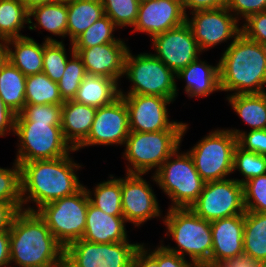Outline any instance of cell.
<instances>
[{
  "label": "cell",
  "instance_id": "cell-35",
  "mask_svg": "<svg viewBox=\"0 0 266 267\" xmlns=\"http://www.w3.org/2000/svg\"><path fill=\"white\" fill-rule=\"evenodd\" d=\"M68 57L63 41L47 37L44 41L43 70L52 81L59 82L67 65Z\"/></svg>",
  "mask_w": 266,
  "mask_h": 267
},
{
  "label": "cell",
  "instance_id": "cell-6",
  "mask_svg": "<svg viewBox=\"0 0 266 267\" xmlns=\"http://www.w3.org/2000/svg\"><path fill=\"white\" fill-rule=\"evenodd\" d=\"M176 149L152 178L172 200L169 208H190L203 191L205 181L188 152Z\"/></svg>",
  "mask_w": 266,
  "mask_h": 267
},
{
  "label": "cell",
  "instance_id": "cell-16",
  "mask_svg": "<svg viewBox=\"0 0 266 267\" xmlns=\"http://www.w3.org/2000/svg\"><path fill=\"white\" fill-rule=\"evenodd\" d=\"M151 42L156 51L154 55L175 74L199 59L202 52L186 22L154 36Z\"/></svg>",
  "mask_w": 266,
  "mask_h": 267
},
{
  "label": "cell",
  "instance_id": "cell-17",
  "mask_svg": "<svg viewBox=\"0 0 266 267\" xmlns=\"http://www.w3.org/2000/svg\"><path fill=\"white\" fill-rule=\"evenodd\" d=\"M142 174H131L121 178V202L124 219L136 226L147 220L161 217L156 194Z\"/></svg>",
  "mask_w": 266,
  "mask_h": 267
},
{
  "label": "cell",
  "instance_id": "cell-15",
  "mask_svg": "<svg viewBox=\"0 0 266 267\" xmlns=\"http://www.w3.org/2000/svg\"><path fill=\"white\" fill-rule=\"evenodd\" d=\"M129 133L128 109L120 95L112 103L97 108L87 138L75 151L93 145H125Z\"/></svg>",
  "mask_w": 266,
  "mask_h": 267
},
{
  "label": "cell",
  "instance_id": "cell-42",
  "mask_svg": "<svg viewBox=\"0 0 266 267\" xmlns=\"http://www.w3.org/2000/svg\"><path fill=\"white\" fill-rule=\"evenodd\" d=\"M228 130L237 137V145L240 148L266 156V129H250L248 133L232 128Z\"/></svg>",
  "mask_w": 266,
  "mask_h": 267
},
{
  "label": "cell",
  "instance_id": "cell-5",
  "mask_svg": "<svg viewBox=\"0 0 266 267\" xmlns=\"http://www.w3.org/2000/svg\"><path fill=\"white\" fill-rule=\"evenodd\" d=\"M187 128L188 124L185 123L183 130L130 132L123 153L129 163L126 174L144 175L156 168L153 173L155 174L166 159L180 147Z\"/></svg>",
  "mask_w": 266,
  "mask_h": 267
},
{
  "label": "cell",
  "instance_id": "cell-37",
  "mask_svg": "<svg viewBox=\"0 0 266 267\" xmlns=\"http://www.w3.org/2000/svg\"><path fill=\"white\" fill-rule=\"evenodd\" d=\"M237 169L245 179L235 180L244 184L252 178L266 174V156L246 151L237 145L234 150L233 172Z\"/></svg>",
  "mask_w": 266,
  "mask_h": 267
},
{
  "label": "cell",
  "instance_id": "cell-54",
  "mask_svg": "<svg viewBox=\"0 0 266 267\" xmlns=\"http://www.w3.org/2000/svg\"><path fill=\"white\" fill-rule=\"evenodd\" d=\"M65 2H72V1H76V0H63Z\"/></svg>",
  "mask_w": 266,
  "mask_h": 267
},
{
  "label": "cell",
  "instance_id": "cell-41",
  "mask_svg": "<svg viewBox=\"0 0 266 267\" xmlns=\"http://www.w3.org/2000/svg\"><path fill=\"white\" fill-rule=\"evenodd\" d=\"M243 195L246 211L266 213V174L246 181Z\"/></svg>",
  "mask_w": 266,
  "mask_h": 267
},
{
  "label": "cell",
  "instance_id": "cell-28",
  "mask_svg": "<svg viewBox=\"0 0 266 267\" xmlns=\"http://www.w3.org/2000/svg\"><path fill=\"white\" fill-rule=\"evenodd\" d=\"M227 100L252 130L266 129V92L228 95Z\"/></svg>",
  "mask_w": 266,
  "mask_h": 267
},
{
  "label": "cell",
  "instance_id": "cell-26",
  "mask_svg": "<svg viewBox=\"0 0 266 267\" xmlns=\"http://www.w3.org/2000/svg\"><path fill=\"white\" fill-rule=\"evenodd\" d=\"M68 9L66 37L73 43L87 28L105 15L101 0L66 2Z\"/></svg>",
  "mask_w": 266,
  "mask_h": 267
},
{
  "label": "cell",
  "instance_id": "cell-20",
  "mask_svg": "<svg viewBox=\"0 0 266 267\" xmlns=\"http://www.w3.org/2000/svg\"><path fill=\"white\" fill-rule=\"evenodd\" d=\"M212 253L211 267L224 259L244 252V214L211 221Z\"/></svg>",
  "mask_w": 266,
  "mask_h": 267
},
{
  "label": "cell",
  "instance_id": "cell-47",
  "mask_svg": "<svg viewBox=\"0 0 266 267\" xmlns=\"http://www.w3.org/2000/svg\"><path fill=\"white\" fill-rule=\"evenodd\" d=\"M228 0H182L183 10L186 14L187 8H190L192 11L214 9L219 7H226Z\"/></svg>",
  "mask_w": 266,
  "mask_h": 267
},
{
  "label": "cell",
  "instance_id": "cell-8",
  "mask_svg": "<svg viewBox=\"0 0 266 267\" xmlns=\"http://www.w3.org/2000/svg\"><path fill=\"white\" fill-rule=\"evenodd\" d=\"M89 202L86 186L83 185L74 194L47 203L36 212L56 240L66 248L70 243L82 239Z\"/></svg>",
  "mask_w": 266,
  "mask_h": 267
},
{
  "label": "cell",
  "instance_id": "cell-45",
  "mask_svg": "<svg viewBox=\"0 0 266 267\" xmlns=\"http://www.w3.org/2000/svg\"><path fill=\"white\" fill-rule=\"evenodd\" d=\"M141 246L149 251L148 253L157 261L159 267H194L186 258L168 251L162 243L151 252L150 249L145 248L144 243Z\"/></svg>",
  "mask_w": 266,
  "mask_h": 267
},
{
  "label": "cell",
  "instance_id": "cell-52",
  "mask_svg": "<svg viewBox=\"0 0 266 267\" xmlns=\"http://www.w3.org/2000/svg\"><path fill=\"white\" fill-rule=\"evenodd\" d=\"M8 46L6 40H0V69L8 62Z\"/></svg>",
  "mask_w": 266,
  "mask_h": 267
},
{
  "label": "cell",
  "instance_id": "cell-7",
  "mask_svg": "<svg viewBox=\"0 0 266 267\" xmlns=\"http://www.w3.org/2000/svg\"><path fill=\"white\" fill-rule=\"evenodd\" d=\"M128 50L124 75L132 83L131 89L120 95H151L175 100L178 95L176 74L154 54L140 53L136 56Z\"/></svg>",
  "mask_w": 266,
  "mask_h": 267
},
{
  "label": "cell",
  "instance_id": "cell-40",
  "mask_svg": "<svg viewBox=\"0 0 266 267\" xmlns=\"http://www.w3.org/2000/svg\"><path fill=\"white\" fill-rule=\"evenodd\" d=\"M62 105H25L16 115L15 122H42L48 125H61Z\"/></svg>",
  "mask_w": 266,
  "mask_h": 267
},
{
  "label": "cell",
  "instance_id": "cell-2",
  "mask_svg": "<svg viewBox=\"0 0 266 267\" xmlns=\"http://www.w3.org/2000/svg\"><path fill=\"white\" fill-rule=\"evenodd\" d=\"M10 234V265L19 267H64L65 248L50 232L37 212L21 210Z\"/></svg>",
  "mask_w": 266,
  "mask_h": 267
},
{
  "label": "cell",
  "instance_id": "cell-29",
  "mask_svg": "<svg viewBox=\"0 0 266 267\" xmlns=\"http://www.w3.org/2000/svg\"><path fill=\"white\" fill-rule=\"evenodd\" d=\"M26 77L9 61L0 69V97L5 105L16 115L26 105Z\"/></svg>",
  "mask_w": 266,
  "mask_h": 267
},
{
  "label": "cell",
  "instance_id": "cell-30",
  "mask_svg": "<svg viewBox=\"0 0 266 267\" xmlns=\"http://www.w3.org/2000/svg\"><path fill=\"white\" fill-rule=\"evenodd\" d=\"M243 249L266 265V213H244Z\"/></svg>",
  "mask_w": 266,
  "mask_h": 267
},
{
  "label": "cell",
  "instance_id": "cell-12",
  "mask_svg": "<svg viewBox=\"0 0 266 267\" xmlns=\"http://www.w3.org/2000/svg\"><path fill=\"white\" fill-rule=\"evenodd\" d=\"M190 209L202 219L214 221L246 212L243 184L233 179L206 182Z\"/></svg>",
  "mask_w": 266,
  "mask_h": 267
},
{
  "label": "cell",
  "instance_id": "cell-9",
  "mask_svg": "<svg viewBox=\"0 0 266 267\" xmlns=\"http://www.w3.org/2000/svg\"><path fill=\"white\" fill-rule=\"evenodd\" d=\"M14 134L18 136L17 163L34 160H53L75 152L65 140L61 125L42 122H15Z\"/></svg>",
  "mask_w": 266,
  "mask_h": 267
},
{
  "label": "cell",
  "instance_id": "cell-21",
  "mask_svg": "<svg viewBox=\"0 0 266 267\" xmlns=\"http://www.w3.org/2000/svg\"><path fill=\"white\" fill-rule=\"evenodd\" d=\"M125 224L124 216L108 215L89 202L82 239L92 243L129 241Z\"/></svg>",
  "mask_w": 266,
  "mask_h": 267
},
{
  "label": "cell",
  "instance_id": "cell-10",
  "mask_svg": "<svg viewBox=\"0 0 266 267\" xmlns=\"http://www.w3.org/2000/svg\"><path fill=\"white\" fill-rule=\"evenodd\" d=\"M237 137L228 129L211 131L190 151L194 166L206 182L227 179L233 173L234 150Z\"/></svg>",
  "mask_w": 266,
  "mask_h": 267
},
{
  "label": "cell",
  "instance_id": "cell-14",
  "mask_svg": "<svg viewBox=\"0 0 266 267\" xmlns=\"http://www.w3.org/2000/svg\"><path fill=\"white\" fill-rule=\"evenodd\" d=\"M128 109L130 132L183 130L182 122L168 119V98L151 95H121Z\"/></svg>",
  "mask_w": 266,
  "mask_h": 267
},
{
  "label": "cell",
  "instance_id": "cell-4",
  "mask_svg": "<svg viewBox=\"0 0 266 267\" xmlns=\"http://www.w3.org/2000/svg\"><path fill=\"white\" fill-rule=\"evenodd\" d=\"M163 223L166 236H171L177 247L164 246L179 256H189L194 267H211V222L202 219L190 208H169Z\"/></svg>",
  "mask_w": 266,
  "mask_h": 267
},
{
  "label": "cell",
  "instance_id": "cell-13",
  "mask_svg": "<svg viewBox=\"0 0 266 267\" xmlns=\"http://www.w3.org/2000/svg\"><path fill=\"white\" fill-rule=\"evenodd\" d=\"M190 13L193 17L190 19L187 15L186 23L190 26L202 52L226 42L230 38L235 40L242 33V29L238 25L239 21L227 7L198 10Z\"/></svg>",
  "mask_w": 266,
  "mask_h": 267
},
{
  "label": "cell",
  "instance_id": "cell-22",
  "mask_svg": "<svg viewBox=\"0 0 266 267\" xmlns=\"http://www.w3.org/2000/svg\"><path fill=\"white\" fill-rule=\"evenodd\" d=\"M97 108L75 102L62 104L61 128L65 140L76 149L88 136Z\"/></svg>",
  "mask_w": 266,
  "mask_h": 267
},
{
  "label": "cell",
  "instance_id": "cell-27",
  "mask_svg": "<svg viewBox=\"0 0 266 267\" xmlns=\"http://www.w3.org/2000/svg\"><path fill=\"white\" fill-rule=\"evenodd\" d=\"M67 3L63 0H56L51 3L33 7L29 11L28 29L35 30L42 27L53 35L66 37L67 31ZM34 17L36 24L32 22ZM38 25V26H37Z\"/></svg>",
  "mask_w": 266,
  "mask_h": 267
},
{
  "label": "cell",
  "instance_id": "cell-18",
  "mask_svg": "<svg viewBox=\"0 0 266 267\" xmlns=\"http://www.w3.org/2000/svg\"><path fill=\"white\" fill-rule=\"evenodd\" d=\"M186 22L182 0H146L140 2L133 32H143L151 39Z\"/></svg>",
  "mask_w": 266,
  "mask_h": 267
},
{
  "label": "cell",
  "instance_id": "cell-36",
  "mask_svg": "<svg viewBox=\"0 0 266 267\" xmlns=\"http://www.w3.org/2000/svg\"><path fill=\"white\" fill-rule=\"evenodd\" d=\"M70 45L71 58L67 61L65 72L57 83L64 102L75 98L82 80L87 75L82 59L74 52L73 44Z\"/></svg>",
  "mask_w": 266,
  "mask_h": 267
},
{
  "label": "cell",
  "instance_id": "cell-24",
  "mask_svg": "<svg viewBox=\"0 0 266 267\" xmlns=\"http://www.w3.org/2000/svg\"><path fill=\"white\" fill-rule=\"evenodd\" d=\"M7 46L9 62L25 76L42 73L44 42L41 45L24 36L7 40Z\"/></svg>",
  "mask_w": 266,
  "mask_h": 267
},
{
  "label": "cell",
  "instance_id": "cell-25",
  "mask_svg": "<svg viewBox=\"0 0 266 267\" xmlns=\"http://www.w3.org/2000/svg\"><path fill=\"white\" fill-rule=\"evenodd\" d=\"M118 82L105 76L87 74L82 80L75 102L100 108L112 103L120 96Z\"/></svg>",
  "mask_w": 266,
  "mask_h": 267
},
{
  "label": "cell",
  "instance_id": "cell-39",
  "mask_svg": "<svg viewBox=\"0 0 266 267\" xmlns=\"http://www.w3.org/2000/svg\"><path fill=\"white\" fill-rule=\"evenodd\" d=\"M105 14L120 27L134 26L139 11L138 0H101Z\"/></svg>",
  "mask_w": 266,
  "mask_h": 267
},
{
  "label": "cell",
  "instance_id": "cell-23",
  "mask_svg": "<svg viewBox=\"0 0 266 267\" xmlns=\"http://www.w3.org/2000/svg\"><path fill=\"white\" fill-rule=\"evenodd\" d=\"M176 77L186 82L185 92L190 98L207 97L214 91H221L219 64L212 66L197 59L177 73Z\"/></svg>",
  "mask_w": 266,
  "mask_h": 267
},
{
  "label": "cell",
  "instance_id": "cell-49",
  "mask_svg": "<svg viewBox=\"0 0 266 267\" xmlns=\"http://www.w3.org/2000/svg\"><path fill=\"white\" fill-rule=\"evenodd\" d=\"M16 114L13 113L0 97V137L11 131L14 134Z\"/></svg>",
  "mask_w": 266,
  "mask_h": 267
},
{
  "label": "cell",
  "instance_id": "cell-44",
  "mask_svg": "<svg viewBox=\"0 0 266 267\" xmlns=\"http://www.w3.org/2000/svg\"><path fill=\"white\" fill-rule=\"evenodd\" d=\"M226 7L238 21L241 17L246 20L250 15L266 11V0H228Z\"/></svg>",
  "mask_w": 266,
  "mask_h": 267
},
{
  "label": "cell",
  "instance_id": "cell-31",
  "mask_svg": "<svg viewBox=\"0 0 266 267\" xmlns=\"http://www.w3.org/2000/svg\"><path fill=\"white\" fill-rule=\"evenodd\" d=\"M29 24V10L21 0H0V40L24 37L20 33Z\"/></svg>",
  "mask_w": 266,
  "mask_h": 267
},
{
  "label": "cell",
  "instance_id": "cell-1",
  "mask_svg": "<svg viewBox=\"0 0 266 267\" xmlns=\"http://www.w3.org/2000/svg\"><path fill=\"white\" fill-rule=\"evenodd\" d=\"M18 164L21 166L22 205L32 201L37 208L24 206L25 211L36 212L43 205L72 195L83 186L75 174L82 166L74 162L70 154L53 160Z\"/></svg>",
  "mask_w": 266,
  "mask_h": 267
},
{
  "label": "cell",
  "instance_id": "cell-53",
  "mask_svg": "<svg viewBox=\"0 0 266 267\" xmlns=\"http://www.w3.org/2000/svg\"><path fill=\"white\" fill-rule=\"evenodd\" d=\"M56 0H21L24 6L30 11L33 7L44 5L46 3H51Z\"/></svg>",
  "mask_w": 266,
  "mask_h": 267
},
{
  "label": "cell",
  "instance_id": "cell-19",
  "mask_svg": "<svg viewBox=\"0 0 266 267\" xmlns=\"http://www.w3.org/2000/svg\"><path fill=\"white\" fill-rule=\"evenodd\" d=\"M129 47L125 43H106L90 48H74L89 75L105 76L119 82L123 77Z\"/></svg>",
  "mask_w": 266,
  "mask_h": 267
},
{
  "label": "cell",
  "instance_id": "cell-51",
  "mask_svg": "<svg viewBox=\"0 0 266 267\" xmlns=\"http://www.w3.org/2000/svg\"><path fill=\"white\" fill-rule=\"evenodd\" d=\"M9 243V231H0V267H9L10 265Z\"/></svg>",
  "mask_w": 266,
  "mask_h": 267
},
{
  "label": "cell",
  "instance_id": "cell-38",
  "mask_svg": "<svg viewBox=\"0 0 266 267\" xmlns=\"http://www.w3.org/2000/svg\"><path fill=\"white\" fill-rule=\"evenodd\" d=\"M0 202L13 203L23 210L21 197V166L15 161L13 167H0Z\"/></svg>",
  "mask_w": 266,
  "mask_h": 267
},
{
  "label": "cell",
  "instance_id": "cell-3",
  "mask_svg": "<svg viewBox=\"0 0 266 267\" xmlns=\"http://www.w3.org/2000/svg\"><path fill=\"white\" fill-rule=\"evenodd\" d=\"M221 91L236 94L266 92V46L241 33L232 40L219 62Z\"/></svg>",
  "mask_w": 266,
  "mask_h": 267
},
{
  "label": "cell",
  "instance_id": "cell-11",
  "mask_svg": "<svg viewBox=\"0 0 266 267\" xmlns=\"http://www.w3.org/2000/svg\"><path fill=\"white\" fill-rule=\"evenodd\" d=\"M141 243H92L79 239L64 252V267H132Z\"/></svg>",
  "mask_w": 266,
  "mask_h": 267
},
{
  "label": "cell",
  "instance_id": "cell-43",
  "mask_svg": "<svg viewBox=\"0 0 266 267\" xmlns=\"http://www.w3.org/2000/svg\"><path fill=\"white\" fill-rule=\"evenodd\" d=\"M241 29L248 39L266 46V11L250 15Z\"/></svg>",
  "mask_w": 266,
  "mask_h": 267
},
{
  "label": "cell",
  "instance_id": "cell-34",
  "mask_svg": "<svg viewBox=\"0 0 266 267\" xmlns=\"http://www.w3.org/2000/svg\"><path fill=\"white\" fill-rule=\"evenodd\" d=\"M116 27L113 21L105 14L72 43L73 48H90L106 43H125L112 34L117 29Z\"/></svg>",
  "mask_w": 266,
  "mask_h": 267
},
{
  "label": "cell",
  "instance_id": "cell-50",
  "mask_svg": "<svg viewBox=\"0 0 266 267\" xmlns=\"http://www.w3.org/2000/svg\"><path fill=\"white\" fill-rule=\"evenodd\" d=\"M132 267H159L157 261L141 245L133 257Z\"/></svg>",
  "mask_w": 266,
  "mask_h": 267
},
{
  "label": "cell",
  "instance_id": "cell-46",
  "mask_svg": "<svg viewBox=\"0 0 266 267\" xmlns=\"http://www.w3.org/2000/svg\"><path fill=\"white\" fill-rule=\"evenodd\" d=\"M212 267H266L261 261L246 253L216 262Z\"/></svg>",
  "mask_w": 266,
  "mask_h": 267
},
{
  "label": "cell",
  "instance_id": "cell-33",
  "mask_svg": "<svg viewBox=\"0 0 266 267\" xmlns=\"http://www.w3.org/2000/svg\"><path fill=\"white\" fill-rule=\"evenodd\" d=\"M109 177L111 178L110 180L97 184L93 192L90 191L91 189L86 188L90 203L108 215L123 216L121 177L114 178L113 175Z\"/></svg>",
  "mask_w": 266,
  "mask_h": 267
},
{
  "label": "cell",
  "instance_id": "cell-32",
  "mask_svg": "<svg viewBox=\"0 0 266 267\" xmlns=\"http://www.w3.org/2000/svg\"><path fill=\"white\" fill-rule=\"evenodd\" d=\"M25 101L26 105L64 103L57 82L52 81L43 72L26 77Z\"/></svg>",
  "mask_w": 266,
  "mask_h": 267
},
{
  "label": "cell",
  "instance_id": "cell-48",
  "mask_svg": "<svg viewBox=\"0 0 266 267\" xmlns=\"http://www.w3.org/2000/svg\"><path fill=\"white\" fill-rule=\"evenodd\" d=\"M20 210L8 202H0V231H9L16 215Z\"/></svg>",
  "mask_w": 266,
  "mask_h": 267
}]
</instances>
